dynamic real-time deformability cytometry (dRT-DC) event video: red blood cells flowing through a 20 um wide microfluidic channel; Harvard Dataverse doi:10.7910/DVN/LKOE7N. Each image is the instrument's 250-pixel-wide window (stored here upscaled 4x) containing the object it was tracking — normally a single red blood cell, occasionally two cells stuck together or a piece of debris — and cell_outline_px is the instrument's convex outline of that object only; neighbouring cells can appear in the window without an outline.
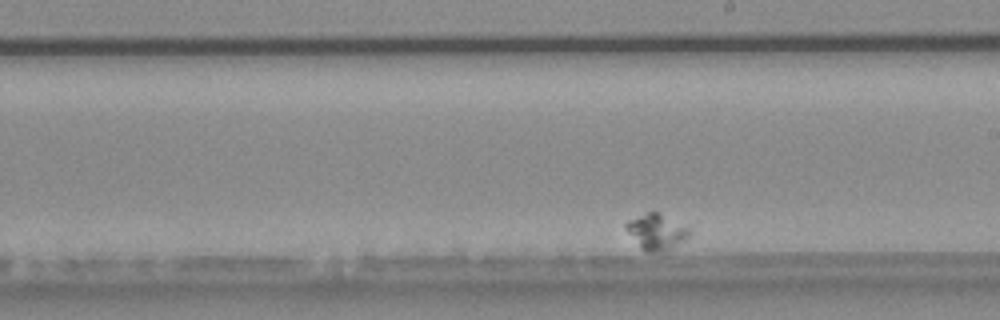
{"species": "common noctule bat (a hibernating species)", "species_latin": "Nyctalus noctula", "temperature_condition": "warm", "stored_images_in_passage": 41, "camera_frame_rate_fps": 3000, "um_per_image_px": 0.085, "animal": {"sex": "male", "body_mass_g": 20.4}, "frame": {"image": 1, "passage_image": 24, "time_ms": 7.667, "image_size_px": [1000, 320], "cell_outline_px": [[692, 232], [688, 236], [668, 248], [660, 252], [644, 252], [640, 248], [624, 228], [624, 224], [628, 220], [648, 212], [656, 212], [688, 228]], "centroid_in_image_um": [55.71, 19.71], "position_along_channel_um": 233.3, "area_um2": 12.66}}